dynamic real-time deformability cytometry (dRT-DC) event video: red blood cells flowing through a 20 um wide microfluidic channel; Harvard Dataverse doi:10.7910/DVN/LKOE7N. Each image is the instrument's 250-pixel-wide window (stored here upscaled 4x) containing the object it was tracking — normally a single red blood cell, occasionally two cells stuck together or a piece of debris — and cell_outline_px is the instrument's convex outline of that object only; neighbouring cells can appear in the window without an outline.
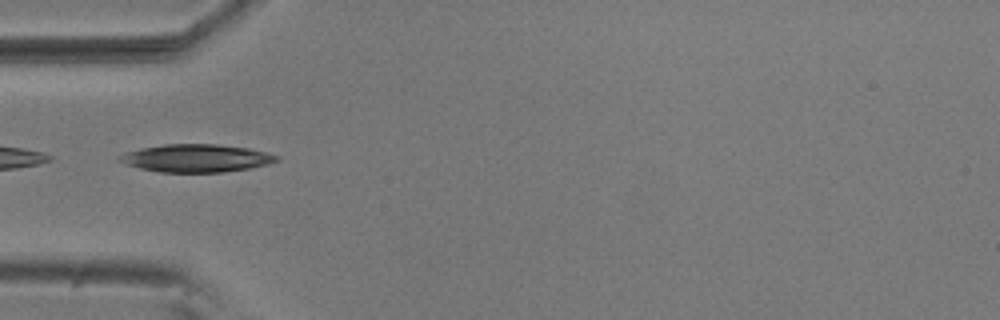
{"species": "common noctule bat (a hibernating species)", "species_latin": "Nyctalus noctula", "temperature_condition": "room temperature", "stored_images_in_passage": 9, "camera_frame_rate_fps": 3000, "um_per_image_px": 0.085, "animal": {"sex": "male", "body_mass_g": 20.5, "forearm_length_mm": 52.5}, "frame": {"image": 1, "passage_image": 3, "time_ms": 0.667, "image_size_px": [1000, 320], "cell_outline_px": [[264, 160], [256, 164], [240, 168], [208, 172], [172, 172], [148, 168], [140, 164], [140, 152], [152, 148], [184, 144], [196, 144], [236, 148], [252, 152]], "centroid_in_image_um": [16.75, 13.46], "position_along_channel_um": 68.2, "area_um2": 19.36}}
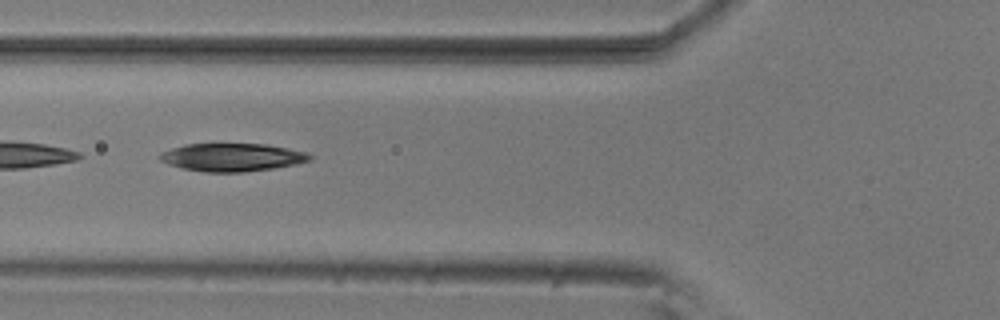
{"frame": {"image": 2, "passage_image": 6, "time_ms": 1.667, "image_size_px": [1000, 320], "cell_outline_px": [[304, 156], [300, 160], [284, 164], [260, 168], [192, 168], [180, 164], [180, 148], [196, 144], [252, 144], [280, 148]], "centroid_in_image_um": [19.98, 13.28], "position_along_channel_um": 105.8, "area_um2": 17.98}}